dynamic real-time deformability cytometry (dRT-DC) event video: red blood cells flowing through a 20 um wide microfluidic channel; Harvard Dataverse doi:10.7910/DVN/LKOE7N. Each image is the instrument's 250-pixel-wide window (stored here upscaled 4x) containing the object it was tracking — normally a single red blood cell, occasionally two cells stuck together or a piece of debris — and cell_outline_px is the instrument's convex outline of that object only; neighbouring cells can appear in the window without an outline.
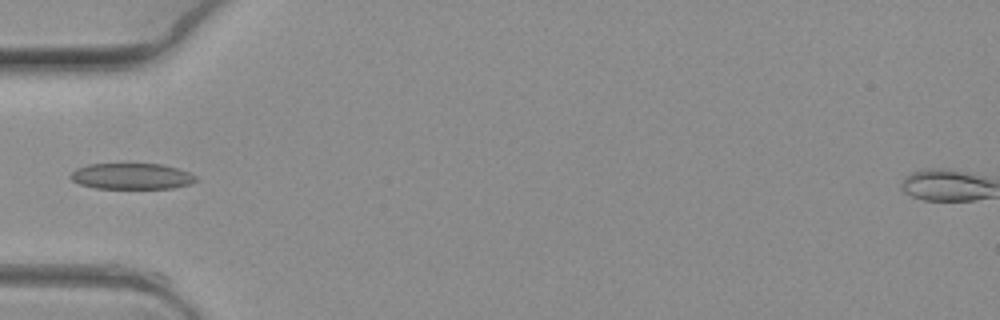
{"species": "common noctule bat (a hibernating species)", "species_latin": "Nyctalus noctula", "temperature_condition": "warm", "stored_images_in_passage": 8, "camera_frame_rate_fps": 3000, "um_per_image_px": 0.085, "animal": {"sex": "female", "body_mass_g": 19.3, "forearm_length_mm": 54.1}, "frame": {"image": 1, "passage_image": 5, "time_ms": 1.333, "image_size_px": [1000, 320], "cell_outline_px": [[196, 180], [192, 184], [172, 188], [96, 188], [80, 184], [72, 180], [68, 176], [76, 168], [88, 164], [164, 164], [188, 172], [196, 176]], "centroid_in_image_um": [11.18, 14.98], "position_along_channel_um": 73.8, "area_um2": 18.96}}
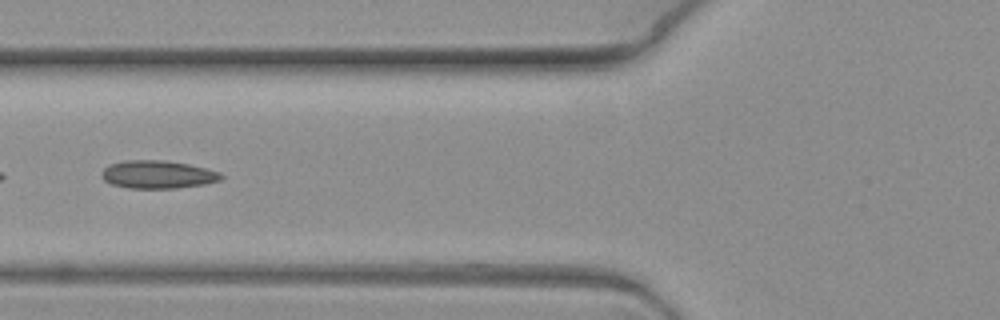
{"frame": {"image": 2, "passage_image": 6, "time_ms": 1.667, "image_size_px": [1000, 320], "cell_outline_px": [[224, 176], [220, 180], [204, 184], [176, 188], [128, 188], [112, 184], [104, 180], [100, 176], [100, 172], [108, 164], [124, 160], [164, 160], [188, 164], [220, 172]], "centroid_in_image_um": [13.36, 14.82], "position_along_channel_um": 112.4, "area_um2": 19.54}}
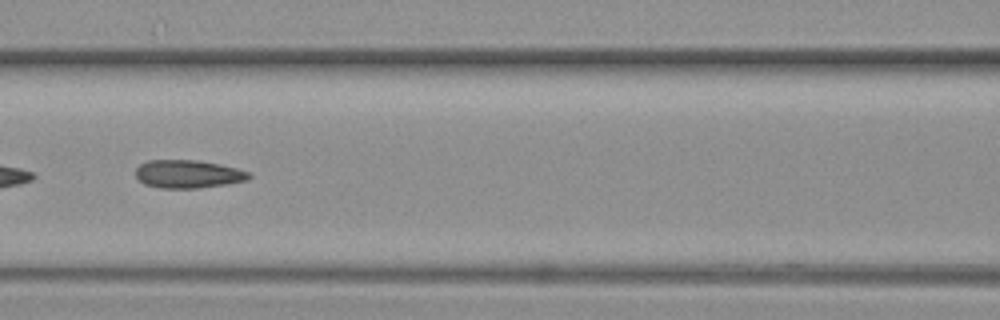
{"frame": {"image": 3, "passage_image": 7, "time_ms": 2.0, "image_size_px": [1000, 320], "cell_outline_px": [[252, 176], [248, 180], [228, 184], [200, 188], [160, 188], [144, 184], [136, 176], [136, 168], [140, 164], [148, 160], [196, 160], [220, 164], [236, 168], [248, 172]], "centroid_in_image_um": [15.99, 14.8], "position_along_channel_um": 150.6, "area_um2": 18.61}}